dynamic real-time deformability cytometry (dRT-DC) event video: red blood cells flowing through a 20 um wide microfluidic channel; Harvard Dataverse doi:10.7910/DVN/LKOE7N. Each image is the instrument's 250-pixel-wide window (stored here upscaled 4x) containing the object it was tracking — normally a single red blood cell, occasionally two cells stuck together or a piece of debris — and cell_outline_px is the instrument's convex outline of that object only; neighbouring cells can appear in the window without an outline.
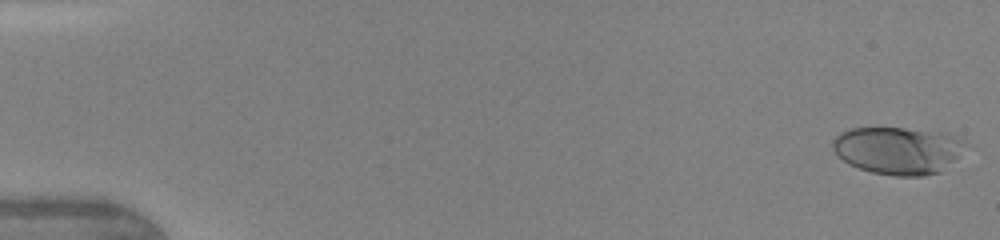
{"species": "human", "species_latin": "Homo sapiens", "temperature_condition": "warm", "stored_images_in_passage": 46, "camera_frame_rate_fps": 3000, "um_per_image_px": 0.085, "donor": {"sex": "female"}, "frame": {"image": 1, "passage_image": 1, "time_ms": 0.0, "image_size_px": [1000, 240], "cell_outline_px": [[968, 144], [940, 172], [924, 176], [896, 176], [872, 172], [860, 168], [844, 160], [832, 148], [832, 140], [840, 132], [852, 128], [904, 128], [948, 132]], "centroid_in_image_um": [76.33, 12.76], "position_along_channel_um": 8.7, "area_um2": 36.41}}
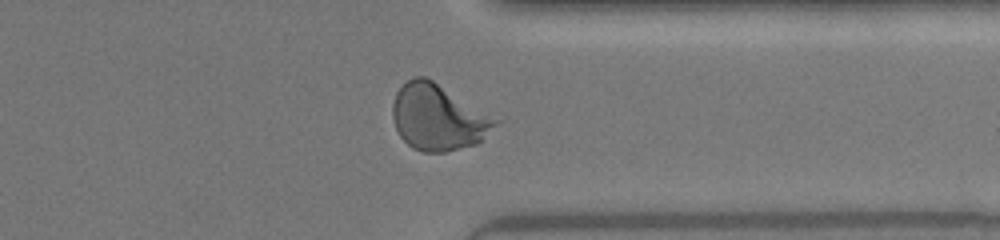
{"frame": {"image": 2, "passage_image": 37, "time_ms": 12.0, "image_size_px": [1000, 240], "cell_outline_px": [[504, 120], [476, 144], [444, 152], [420, 152], [412, 148], [400, 136], [396, 128], [392, 116], [392, 104], [396, 92], [412, 76], [424, 76], [504, 116]], "centroid_in_image_um": [37.37, 9.95], "position_along_channel_um": 374.0, "area_um2": 40.98}}
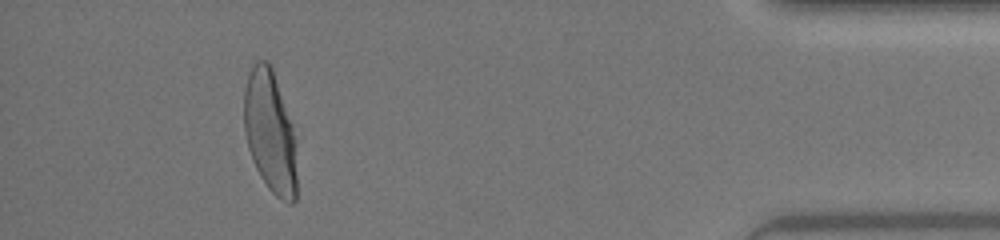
{"frame": {"image": 3, "passage_image": 43, "time_ms": 14.0, "image_size_px": [1000, 240], "cell_outline_px": [[296, 200], [292, 204], [288, 204], [280, 200], [268, 188], [260, 176], [252, 160], [248, 148], [244, 132], [244, 88], [252, 64], [256, 60], [268, 60], [272, 68], [292, 124], [296, 140]], "centroid_in_image_um": [22.95, 11.23], "position_along_channel_um": 412.2, "area_um2": 38.03}, "authors_computed_cell_mechanics": {"area_um2": 37.3966, "velocity_mm_per_s": 4.3542, "shape_relaxation_time_tau1_ms": 3.1588, "shape_relaxation_time_tau2_ms": null, "deformation_change_tau1": 0.1866, "deformation_change_tau2": null}}